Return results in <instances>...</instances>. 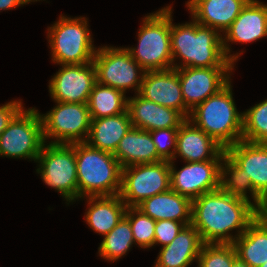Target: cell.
Here are the masks:
<instances>
[{
	"label": "cell",
	"mask_w": 267,
	"mask_h": 267,
	"mask_svg": "<svg viewBox=\"0 0 267 267\" xmlns=\"http://www.w3.org/2000/svg\"><path fill=\"white\" fill-rule=\"evenodd\" d=\"M257 218L253 201L235 197L222 189L192 200L191 224L204 244H233ZM236 230L233 236L230 231Z\"/></svg>",
	"instance_id": "obj_1"
},
{
	"label": "cell",
	"mask_w": 267,
	"mask_h": 267,
	"mask_svg": "<svg viewBox=\"0 0 267 267\" xmlns=\"http://www.w3.org/2000/svg\"><path fill=\"white\" fill-rule=\"evenodd\" d=\"M172 13L171 7L173 68L235 66L224 53L222 34L211 27L200 25L193 17L192 22L175 25L172 22ZM177 58L182 62L176 63Z\"/></svg>",
	"instance_id": "obj_2"
},
{
	"label": "cell",
	"mask_w": 267,
	"mask_h": 267,
	"mask_svg": "<svg viewBox=\"0 0 267 267\" xmlns=\"http://www.w3.org/2000/svg\"><path fill=\"white\" fill-rule=\"evenodd\" d=\"M188 120L224 149L242 140L243 113L236 108L231 80L216 94L197 105L190 112Z\"/></svg>",
	"instance_id": "obj_3"
},
{
	"label": "cell",
	"mask_w": 267,
	"mask_h": 267,
	"mask_svg": "<svg viewBox=\"0 0 267 267\" xmlns=\"http://www.w3.org/2000/svg\"><path fill=\"white\" fill-rule=\"evenodd\" d=\"M78 200L90 196L119 195L122 167L112 153L75 143Z\"/></svg>",
	"instance_id": "obj_4"
},
{
	"label": "cell",
	"mask_w": 267,
	"mask_h": 267,
	"mask_svg": "<svg viewBox=\"0 0 267 267\" xmlns=\"http://www.w3.org/2000/svg\"><path fill=\"white\" fill-rule=\"evenodd\" d=\"M138 31V46L127 47L131 57L145 70L173 68L171 53V6L149 13Z\"/></svg>",
	"instance_id": "obj_5"
},
{
	"label": "cell",
	"mask_w": 267,
	"mask_h": 267,
	"mask_svg": "<svg viewBox=\"0 0 267 267\" xmlns=\"http://www.w3.org/2000/svg\"><path fill=\"white\" fill-rule=\"evenodd\" d=\"M47 37L52 61L59 65L85 64L93 62L97 48L88 29L86 17H66L48 27Z\"/></svg>",
	"instance_id": "obj_6"
},
{
	"label": "cell",
	"mask_w": 267,
	"mask_h": 267,
	"mask_svg": "<svg viewBox=\"0 0 267 267\" xmlns=\"http://www.w3.org/2000/svg\"><path fill=\"white\" fill-rule=\"evenodd\" d=\"M36 162L43 182L59 192L66 204L78 200L75 143H44Z\"/></svg>",
	"instance_id": "obj_7"
},
{
	"label": "cell",
	"mask_w": 267,
	"mask_h": 267,
	"mask_svg": "<svg viewBox=\"0 0 267 267\" xmlns=\"http://www.w3.org/2000/svg\"><path fill=\"white\" fill-rule=\"evenodd\" d=\"M44 143L38 109L23 108L0 135V156L36 162Z\"/></svg>",
	"instance_id": "obj_8"
},
{
	"label": "cell",
	"mask_w": 267,
	"mask_h": 267,
	"mask_svg": "<svg viewBox=\"0 0 267 267\" xmlns=\"http://www.w3.org/2000/svg\"><path fill=\"white\" fill-rule=\"evenodd\" d=\"M55 107L40 114L44 142L73 144L87 140L91 118L87 103L55 102Z\"/></svg>",
	"instance_id": "obj_9"
},
{
	"label": "cell",
	"mask_w": 267,
	"mask_h": 267,
	"mask_svg": "<svg viewBox=\"0 0 267 267\" xmlns=\"http://www.w3.org/2000/svg\"><path fill=\"white\" fill-rule=\"evenodd\" d=\"M169 189L170 162L167 160L122 168L119 196L127 207H137L147 198Z\"/></svg>",
	"instance_id": "obj_10"
},
{
	"label": "cell",
	"mask_w": 267,
	"mask_h": 267,
	"mask_svg": "<svg viewBox=\"0 0 267 267\" xmlns=\"http://www.w3.org/2000/svg\"><path fill=\"white\" fill-rule=\"evenodd\" d=\"M93 63L97 82L124 93L130 88L138 94L145 70L131 57L125 47H98Z\"/></svg>",
	"instance_id": "obj_11"
},
{
	"label": "cell",
	"mask_w": 267,
	"mask_h": 267,
	"mask_svg": "<svg viewBox=\"0 0 267 267\" xmlns=\"http://www.w3.org/2000/svg\"><path fill=\"white\" fill-rule=\"evenodd\" d=\"M62 68L49 81V93L54 102L87 103L97 82L93 62L60 65Z\"/></svg>",
	"instance_id": "obj_12"
},
{
	"label": "cell",
	"mask_w": 267,
	"mask_h": 267,
	"mask_svg": "<svg viewBox=\"0 0 267 267\" xmlns=\"http://www.w3.org/2000/svg\"><path fill=\"white\" fill-rule=\"evenodd\" d=\"M177 70L185 106L192 111L231 80L230 73L234 67H185Z\"/></svg>",
	"instance_id": "obj_13"
},
{
	"label": "cell",
	"mask_w": 267,
	"mask_h": 267,
	"mask_svg": "<svg viewBox=\"0 0 267 267\" xmlns=\"http://www.w3.org/2000/svg\"><path fill=\"white\" fill-rule=\"evenodd\" d=\"M221 161L185 162L178 171L174 160L169 161L171 189L190 200L219 189Z\"/></svg>",
	"instance_id": "obj_14"
},
{
	"label": "cell",
	"mask_w": 267,
	"mask_h": 267,
	"mask_svg": "<svg viewBox=\"0 0 267 267\" xmlns=\"http://www.w3.org/2000/svg\"><path fill=\"white\" fill-rule=\"evenodd\" d=\"M267 37V4L249 0L231 26L223 33V50L227 59L234 62L244 52L231 54L230 43H251Z\"/></svg>",
	"instance_id": "obj_15"
},
{
	"label": "cell",
	"mask_w": 267,
	"mask_h": 267,
	"mask_svg": "<svg viewBox=\"0 0 267 267\" xmlns=\"http://www.w3.org/2000/svg\"><path fill=\"white\" fill-rule=\"evenodd\" d=\"M138 94L146 100L176 109L186 119L189 118L191 111L185 106L178 70L175 68L145 71Z\"/></svg>",
	"instance_id": "obj_16"
},
{
	"label": "cell",
	"mask_w": 267,
	"mask_h": 267,
	"mask_svg": "<svg viewBox=\"0 0 267 267\" xmlns=\"http://www.w3.org/2000/svg\"><path fill=\"white\" fill-rule=\"evenodd\" d=\"M225 153L223 147L190 120L186 119L180 125L173 160L177 156L183 158L185 162L222 160Z\"/></svg>",
	"instance_id": "obj_17"
},
{
	"label": "cell",
	"mask_w": 267,
	"mask_h": 267,
	"mask_svg": "<svg viewBox=\"0 0 267 267\" xmlns=\"http://www.w3.org/2000/svg\"><path fill=\"white\" fill-rule=\"evenodd\" d=\"M226 154L242 169L254 190L267 193V144L240 140L225 149Z\"/></svg>",
	"instance_id": "obj_18"
},
{
	"label": "cell",
	"mask_w": 267,
	"mask_h": 267,
	"mask_svg": "<svg viewBox=\"0 0 267 267\" xmlns=\"http://www.w3.org/2000/svg\"><path fill=\"white\" fill-rule=\"evenodd\" d=\"M127 110L132 127L146 131L158 129H179L186 118L176 109H171L146 100L139 94L129 98Z\"/></svg>",
	"instance_id": "obj_19"
},
{
	"label": "cell",
	"mask_w": 267,
	"mask_h": 267,
	"mask_svg": "<svg viewBox=\"0 0 267 267\" xmlns=\"http://www.w3.org/2000/svg\"><path fill=\"white\" fill-rule=\"evenodd\" d=\"M249 0H189L186 6L192 17L203 26L224 33Z\"/></svg>",
	"instance_id": "obj_20"
},
{
	"label": "cell",
	"mask_w": 267,
	"mask_h": 267,
	"mask_svg": "<svg viewBox=\"0 0 267 267\" xmlns=\"http://www.w3.org/2000/svg\"><path fill=\"white\" fill-rule=\"evenodd\" d=\"M203 245L196 228L186 225L170 244L161 247L154 267H188L197 262Z\"/></svg>",
	"instance_id": "obj_21"
},
{
	"label": "cell",
	"mask_w": 267,
	"mask_h": 267,
	"mask_svg": "<svg viewBox=\"0 0 267 267\" xmlns=\"http://www.w3.org/2000/svg\"><path fill=\"white\" fill-rule=\"evenodd\" d=\"M137 208L153 220H174L185 226L192 222V200L172 189L147 198Z\"/></svg>",
	"instance_id": "obj_22"
},
{
	"label": "cell",
	"mask_w": 267,
	"mask_h": 267,
	"mask_svg": "<svg viewBox=\"0 0 267 267\" xmlns=\"http://www.w3.org/2000/svg\"><path fill=\"white\" fill-rule=\"evenodd\" d=\"M113 155L122 168L163 161L157 154L150 132L136 127H131L121 139Z\"/></svg>",
	"instance_id": "obj_23"
},
{
	"label": "cell",
	"mask_w": 267,
	"mask_h": 267,
	"mask_svg": "<svg viewBox=\"0 0 267 267\" xmlns=\"http://www.w3.org/2000/svg\"><path fill=\"white\" fill-rule=\"evenodd\" d=\"M85 199L89 206L84 215L85 222L103 237L125 216L127 206L119 195L90 196Z\"/></svg>",
	"instance_id": "obj_24"
},
{
	"label": "cell",
	"mask_w": 267,
	"mask_h": 267,
	"mask_svg": "<svg viewBox=\"0 0 267 267\" xmlns=\"http://www.w3.org/2000/svg\"><path fill=\"white\" fill-rule=\"evenodd\" d=\"M131 127L128 110L114 116L91 119L89 135L85 142L93 148L114 154Z\"/></svg>",
	"instance_id": "obj_25"
},
{
	"label": "cell",
	"mask_w": 267,
	"mask_h": 267,
	"mask_svg": "<svg viewBox=\"0 0 267 267\" xmlns=\"http://www.w3.org/2000/svg\"><path fill=\"white\" fill-rule=\"evenodd\" d=\"M233 245L242 261L250 267H260L267 261V224L256 218Z\"/></svg>",
	"instance_id": "obj_26"
},
{
	"label": "cell",
	"mask_w": 267,
	"mask_h": 267,
	"mask_svg": "<svg viewBox=\"0 0 267 267\" xmlns=\"http://www.w3.org/2000/svg\"><path fill=\"white\" fill-rule=\"evenodd\" d=\"M125 95L118 89L96 82L87 102L90 118L98 119L125 113L128 107V98Z\"/></svg>",
	"instance_id": "obj_27"
},
{
	"label": "cell",
	"mask_w": 267,
	"mask_h": 267,
	"mask_svg": "<svg viewBox=\"0 0 267 267\" xmlns=\"http://www.w3.org/2000/svg\"><path fill=\"white\" fill-rule=\"evenodd\" d=\"M219 188L235 197L251 202L257 208L261 202V196L254 190L251 182L242 170L226 153L220 163ZM250 193H249V192ZM247 193L250 194L247 195Z\"/></svg>",
	"instance_id": "obj_28"
},
{
	"label": "cell",
	"mask_w": 267,
	"mask_h": 267,
	"mask_svg": "<svg viewBox=\"0 0 267 267\" xmlns=\"http://www.w3.org/2000/svg\"><path fill=\"white\" fill-rule=\"evenodd\" d=\"M135 244L129 220L124 216L120 222L104 236L98 254L106 261L116 262Z\"/></svg>",
	"instance_id": "obj_29"
},
{
	"label": "cell",
	"mask_w": 267,
	"mask_h": 267,
	"mask_svg": "<svg viewBox=\"0 0 267 267\" xmlns=\"http://www.w3.org/2000/svg\"><path fill=\"white\" fill-rule=\"evenodd\" d=\"M242 140L267 144V99L243 112Z\"/></svg>",
	"instance_id": "obj_30"
},
{
	"label": "cell",
	"mask_w": 267,
	"mask_h": 267,
	"mask_svg": "<svg viewBox=\"0 0 267 267\" xmlns=\"http://www.w3.org/2000/svg\"><path fill=\"white\" fill-rule=\"evenodd\" d=\"M125 217L130 222L135 244L142 249L154 246L156 221L137 207H127Z\"/></svg>",
	"instance_id": "obj_31"
},
{
	"label": "cell",
	"mask_w": 267,
	"mask_h": 267,
	"mask_svg": "<svg viewBox=\"0 0 267 267\" xmlns=\"http://www.w3.org/2000/svg\"><path fill=\"white\" fill-rule=\"evenodd\" d=\"M237 257L233 244H204L197 263L198 267H232Z\"/></svg>",
	"instance_id": "obj_32"
},
{
	"label": "cell",
	"mask_w": 267,
	"mask_h": 267,
	"mask_svg": "<svg viewBox=\"0 0 267 267\" xmlns=\"http://www.w3.org/2000/svg\"><path fill=\"white\" fill-rule=\"evenodd\" d=\"M177 132L178 129H170V128L150 131V135L156 147L157 154L163 160L171 161L174 159V153L176 151V144H177ZM161 137L164 139H162Z\"/></svg>",
	"instance_id": "obj_33"
},
{
	"label": "cell",
	"mask_w": 267,
	"mask_h": 267,
	"mask_svg": "<svg viewBox=\"0 0 267 267\" xmlns=\"http://www.w3.org/2000/svg\"><path fill=\"white\" fill-rule=\"evenodd\" d=\"M185 225L174 220H158L155 223L154 246L161 244L164 247L170 244Z\"/></svg>",
	"instance_id": "obj_34"
},
{
	"label": "cell",
	"mask_w": 267,
	"mask_h": 267,
	"mask_svg": "<svg viewBox=\"0 0 267 267\" xmlns=\"http://www.w3.org/2000/svg\"><path fill=\"white\" fill-rule=\"evenodd\" d=\"M21 100H12L0 106V135L13 118L24 108Z\"/></svg>",
	"instance_id": "obj_35"
},
{
	"label": "cell",
	"mask_w": 267,
	"mask_h": 267,
	"mask_svg": "<svg viewBox=\"0 0 267 267\" xmlns=\"http://www.w3.org/2000/svg\"><path fill=\"white\" fill-rule=\"evenodd\" d=\"M41 0H0V11L12 10L19 6L29 4L30 2H36Z\"/></svg>",
	"instance_id": "obj_36"
},
{
	"label": "cell",
	"mask_w": 267,
	"mask_h": 267,
	"mask_svg": "<svg viewBox=\"0 0 267 267\" xmlns=\"http://www.w3.org/2000/svg\"><path fill=\"white\" fill-rule=\"evenodd\" d=\"M257 218L267 224V193L261 198L259 206L256 208Z\"/></svg>",
	"instance_id": "obj_37"
},
{
	"label": "cell",
	"mask_w": 267,
	"mask_h": 267,
	"mask_svg": "<svg viewBox=\"0 0 267 267\" xmlns=\"http://www.w3.org/2000/svg\"><path fill=\"white\" fill-rule=\"evenodd\" d=\"M232 267H250L246 262L242 261L239 257L234 260Z\"/></svg>",
	"instance_id": "obj_38"
},
{
	"label": "cell",
	"mask_w": 267,
	"mask_h": 267,
	"mask_svg": "<svg viewBox=\"0 0 267 267\" xmlns=\"http://www.w3.org/2000/svg\"><path fill=\"white\" fill-rule=\"evenodd\" d=\"M260 267H267V261L264 264H262Z\"/></svg>",
	"instance_id": "obj_39"
}]
</instances>
